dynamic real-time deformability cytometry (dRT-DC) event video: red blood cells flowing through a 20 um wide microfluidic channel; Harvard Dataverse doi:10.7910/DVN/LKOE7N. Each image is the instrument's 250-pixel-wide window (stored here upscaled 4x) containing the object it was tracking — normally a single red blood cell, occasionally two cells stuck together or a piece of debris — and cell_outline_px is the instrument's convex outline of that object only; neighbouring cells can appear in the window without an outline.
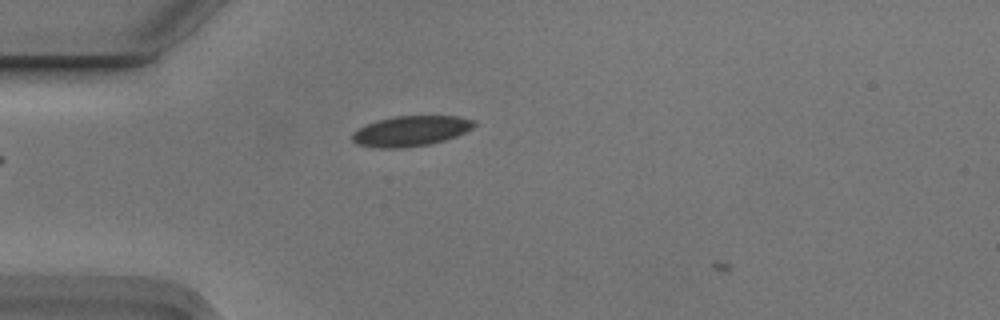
{"species": "Egyptian fruit bat (a non-hibernating species)", "species_latin": "Rousettus aegyptiacus", "temperature_condition": "cold", "stored_images_in_passage": 2, "camera_frame_rate_fps": 3000, "um_per_image_px": 0.085, "animal": {"sex": "male"}, "frame": {"image": 1, "passage_image": 1, "time_ms": 0.0, "image_size_px": [1000, 320], "cell_outline_px": [[476, 124], [472, 128], [456, 136], [444, 140], [428, 144], [404, 148], [376, 148], [356, 144], [352, 140], [352, 132], [376, 120], [396, 116], [456, 116], [472, 120]], "centroid_in_image_um": [34.88, 11.14], "position_along_channel_um": 50.1, "area_um2": 21.39}}